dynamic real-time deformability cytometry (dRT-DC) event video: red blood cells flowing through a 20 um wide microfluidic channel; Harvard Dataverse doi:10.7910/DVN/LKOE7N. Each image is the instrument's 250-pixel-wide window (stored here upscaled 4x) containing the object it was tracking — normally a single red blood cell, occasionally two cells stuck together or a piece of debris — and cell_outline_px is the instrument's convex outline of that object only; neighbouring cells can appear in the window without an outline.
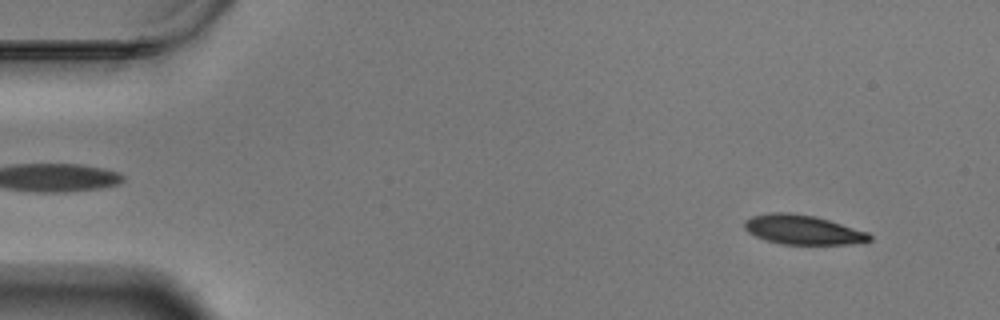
{"species": "Egyptian fruit bat (a non-hibernating species)", "species_latin": "Rousettus aegyptiacus", "temperature_condition": "warm", "stored_images_in_passage": 60, "camera_frame_rate_fps": 3000, "um_per_image_px": 0.085, "animal": {"sex": "male"}, "frame": {"image": 1, "passage_image": 6, "time_ms": 1.667, "image_size_px": [1000, 320], "cell_outline_px": [[872, 240], [848, 244], [780, 244], [764, 240], [748, 232], [744, 228], [744, 220], [752, 216], [768, 212], [792, 212], [816, 216], [868, 232], [872, 236]], "centroid_in_image_um": [68.2, 19.51], "position_along_channel_um": 16.8, "area_um2": 21.62}}
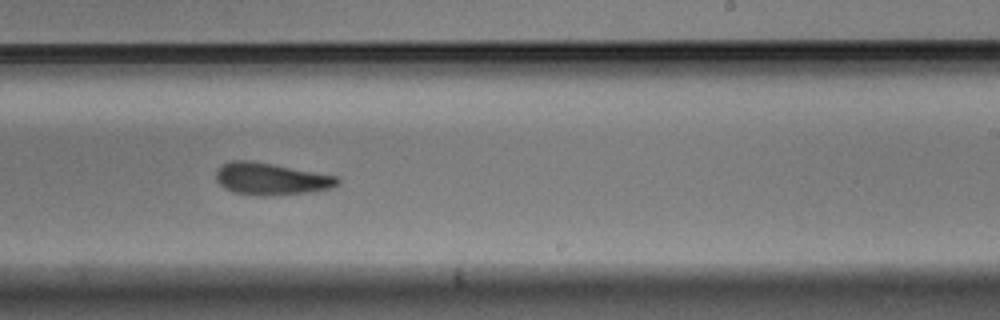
{"frame": {"image": 2, "passage_image": 37, "time_ms": 12.0, "image_size_px": [1000, 320], "cell_outline_px": [[340, 184], [332, 188], [308, 192], [264, 196], [256, 196], [232, 192], [224, 188], [216, 180], [216, 172], [224, 164], [232, 160], [252, 160], [340, 176]], "centroid_in_image_um": [23.07, 15.2], "position_along_channel_um": 265.9, "area_um2": 22.95}}
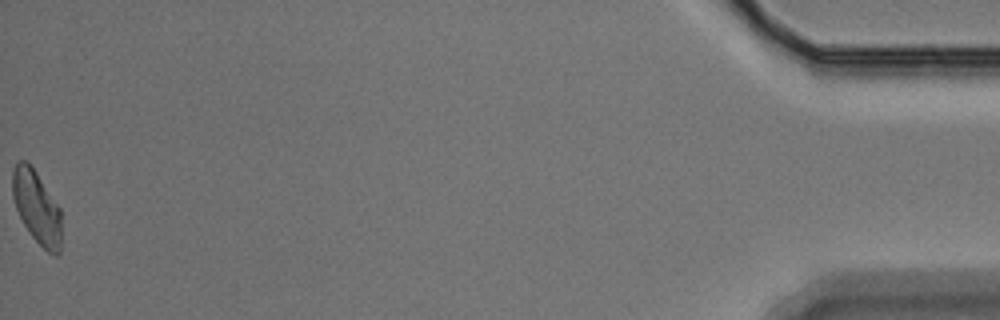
{"frame": {"image": 3, "passage_image": 60, "time_ms": 19.667, "image_size_px": [1000, 320], "cell_outline_px": [[60, 252], [56, 256], [52, 256], [32, 236], [24, 224], [16, 208], [12, 196], [12, 172], [16, 160], [28, 160], [60, 208]], "centroid_in_image_um": [3.1, 17.57], "position_along_channel_um": 432.1, "area_um2": 20.69}, "authors_computed_cell_mechanics": {"area_um2": 22.3686, "velocity_mm_per_s": 3.4245, "shape_relaxation_time_tau1_ms": 2.4776, "shape_relaxation_time_tau2_ms": 3.2962, "deformation_change_tau1": 0.1315, "deformation_change_tau2": 0.1187}}